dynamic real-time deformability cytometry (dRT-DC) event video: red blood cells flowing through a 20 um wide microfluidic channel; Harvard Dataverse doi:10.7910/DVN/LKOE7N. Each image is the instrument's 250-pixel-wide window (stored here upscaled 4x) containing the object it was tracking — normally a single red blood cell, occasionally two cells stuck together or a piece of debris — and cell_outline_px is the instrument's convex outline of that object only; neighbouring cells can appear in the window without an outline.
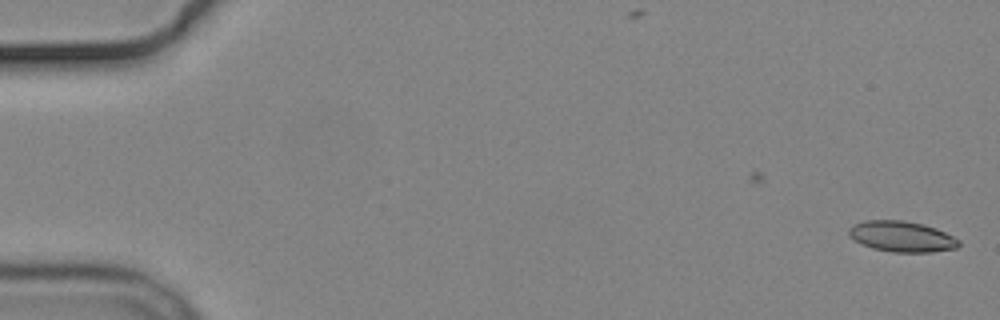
{"species": "common noctule bat (a hibernating species)", "species_latin": "Nyctalus noctula", "temperature_condition": "cold", "stored_images_in_passage": 3, "camera_frame_rate_fps": 3000, "um_per_image_px": 0.085, "animal": {"sex": "male", "body_mass_g": 19.2, "forearm_length_mm": 51.8}, "frame": {"image": 1, "passage_image": 3, "time_ms": 2.0, "image_size_px": [1000, 320], "cell_outline_px": [[960, 244], [956, 248], [932, 252], [892, 252], [872, 248], [860, 244], [848, 236], [848, 228], [852, 224], [864, 220], [904, 220], [924, 224], [936, 228], [960, 240]], "centroid_in_image_um": [76.6, 20.09], "position_along_channel_um": 8.4, "area_um2": 19.94}}